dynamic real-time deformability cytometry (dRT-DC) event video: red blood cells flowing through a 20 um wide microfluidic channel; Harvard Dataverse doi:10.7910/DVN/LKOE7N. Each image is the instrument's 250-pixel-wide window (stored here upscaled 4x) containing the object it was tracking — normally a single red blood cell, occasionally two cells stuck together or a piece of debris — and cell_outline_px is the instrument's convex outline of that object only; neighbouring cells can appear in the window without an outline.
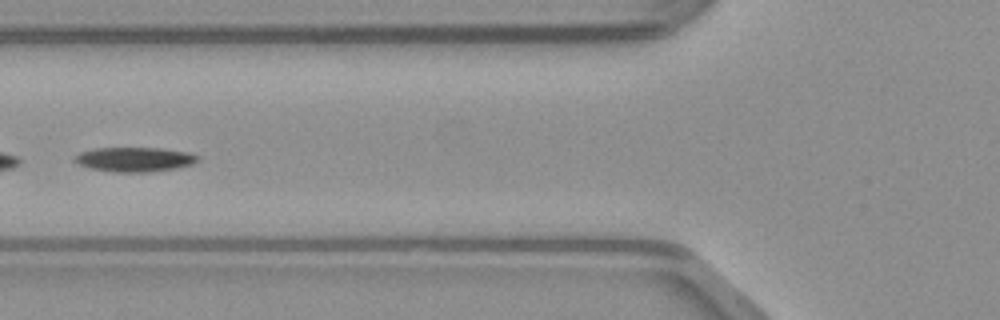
{"species": "common noctule bat (a hibernating species)", "species_latin": "Nyctalus noctula", "temperature_condition": "warm", "stored_images_in_passage": 29, "camera_frame_rate_fps": 3000, "um_per_image_px": 0.085, "animal": {"sex": "male", "body_mass_g": 23.1, "forearm_length_mm": 52.7}, "frame": {"image": 1, "passage_image": 9, "time_ms": 2.667, "image_size_px": [1000, 320], "cell_outline_px": [[200, 160], [192, 164], [176, 168], [148, 172], [116, 172], [88, 168], [76, 164], [72, 160], [72, 156], [80, 152], [96, 148], [164, 148], [188, 152], [200, 156]], "centroid_in_image_um": [11.41, 13.54], "position_along_channel_um": 114.4, "area_um2": 17.86}}